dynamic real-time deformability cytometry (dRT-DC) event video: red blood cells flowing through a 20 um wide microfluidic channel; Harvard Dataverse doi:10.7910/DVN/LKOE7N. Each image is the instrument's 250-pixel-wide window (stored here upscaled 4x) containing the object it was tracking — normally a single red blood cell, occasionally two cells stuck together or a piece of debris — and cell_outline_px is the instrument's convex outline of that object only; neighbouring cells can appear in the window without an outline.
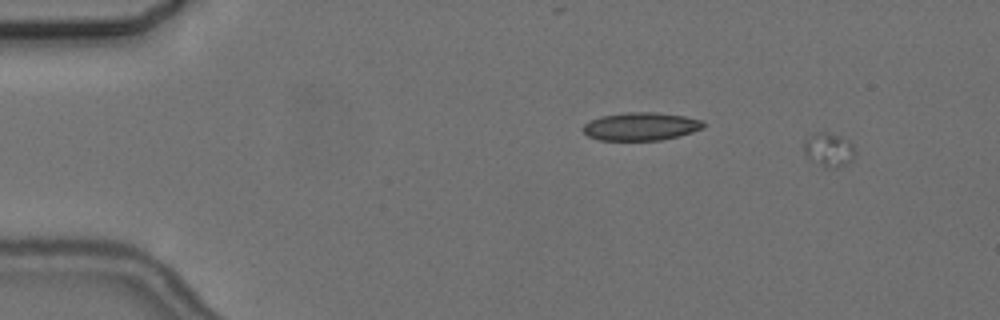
{"species": "common noctule bat (a hibernating species)", "species_latin": "Nyctalus noctula", "temperature_condition": "cold", "stored_images_in_passage": 3, "camera_frame_rate_fps": 3000, "um_per_image_px": 0.085, "animal": {"sex": "female", "body_mass_g": 24.6, "forearm_length_mm": 56.2}, "frame": {"image": 1, "passage_image": 1, "time_ms": 0.0, "image_size_px": [1000, 320], "cell_outline_px": [[856, 156], [852, 160], [836, 168], [824, 168], [808, 156], [804, 152], [804, 140], [808, 136], [816, 132], [828, 132], [852, 140], [856, 152]], "centroid_in_image_um": [70.5, 12.7], "position_along_channel_um": 14.5, "area_um2": 10.29}}